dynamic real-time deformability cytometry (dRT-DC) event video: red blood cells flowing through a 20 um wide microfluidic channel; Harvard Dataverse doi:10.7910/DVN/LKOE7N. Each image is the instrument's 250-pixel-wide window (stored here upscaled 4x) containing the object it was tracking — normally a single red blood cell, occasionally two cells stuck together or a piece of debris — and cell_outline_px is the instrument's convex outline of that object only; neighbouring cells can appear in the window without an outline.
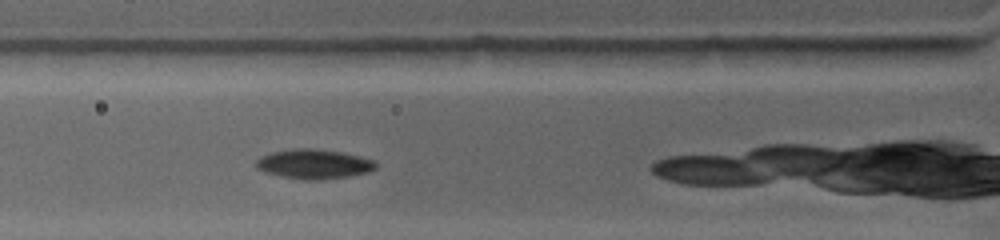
{"species": "common noctule bat (a hibernating species)", "species_latin": "Nyctalus noctula", "temperature_condition": "warm", "stored_images_in_passage": 2, "camera_frame_rate_fps": 4500, "um_per_image_px": 0.085, "animal": {"sex": "female", "body_mass_g": 19.0, "forearm_length_mm": 53.3}, "frame": {"image": 1, "passage_image": 2, "time_ms": 0.667, "image_size_px": [1000, 240], "cell_outline_px": [[376, 168], [368, 172], [348, 176], [320, 180], [304, 180], [280, 176], [256, 168], [256, 160], [272, 152], [292, 148], [312, 148], [340, 152], [372, 160], [376, 164]], "centroid_in_image_um": [26.66, 13.95], "position_along_channel_um": 99.1, "area_um2": 20.29}}